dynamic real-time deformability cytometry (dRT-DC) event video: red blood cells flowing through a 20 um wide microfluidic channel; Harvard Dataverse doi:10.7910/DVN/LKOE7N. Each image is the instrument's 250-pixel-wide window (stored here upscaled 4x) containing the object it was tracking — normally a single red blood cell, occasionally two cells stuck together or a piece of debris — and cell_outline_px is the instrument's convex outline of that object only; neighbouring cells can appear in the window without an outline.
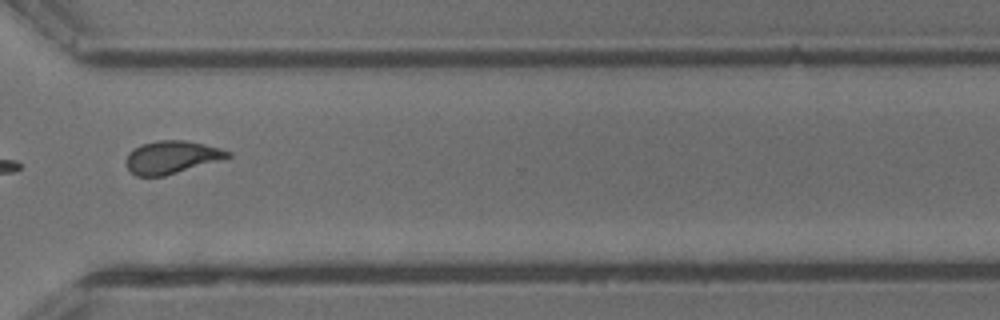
{"species": "common noctule bat (a hibernating species)", "species_latin": "Nyctalus noctula", "temperature_condition": "cold", "stored_images_in_passage": 12, "camera_frame_rate_fps": 3000, "um_per_image_px": 0.085, "animal": {"sex": "male", "body_mass_g": 13.3}, "frame": {"image": 1, "passage_image": 8, "time_ms": 2.333, "image_size_px": [1000, 320], "cell_outline_px": [[232, 156], [164, 176], [136, 176], [124, 164], [124, 160], [128, 152], [132, 148], [140, 144], [156, 140], [184, 140], [204, 144], [220, 148], [232, 152]], "centroid_in_image_um": [14.52, 13.35], "position_along_channel_um": 356.1, "area_um2": 19.48}}